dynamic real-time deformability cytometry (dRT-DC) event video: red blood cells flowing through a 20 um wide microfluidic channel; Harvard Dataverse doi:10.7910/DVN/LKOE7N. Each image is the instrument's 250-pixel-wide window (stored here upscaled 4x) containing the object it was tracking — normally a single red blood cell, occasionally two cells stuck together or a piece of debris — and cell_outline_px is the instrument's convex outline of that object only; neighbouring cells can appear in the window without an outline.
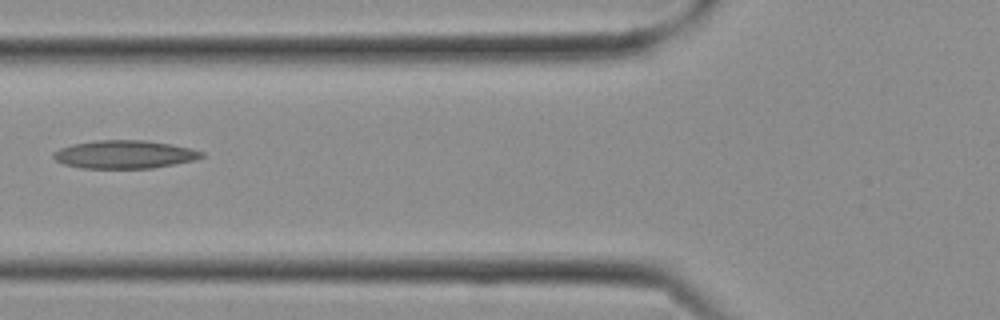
{"species": "Egyptian fruit bat (a non-hibernating species)", "species_latin": "Rousettus aegyptiacus", "temperature_condition": "cold", "stored_images_in_passage": 11, "camera_frame_rate_fps": 3000, "um_per_image_px": 0.085, "frame": {"image": 1, "passage_image": 10, "time_ms": 3.0, "image_size_px": [1000, 320], "cell_outline_px": [[204, 156], [196, 160], [152, 168], [84, 168], [64, 164], [56, 160], [52, 156], [52, 152], [60, 148], [72, 144], [96, 140], [144, 140], [172, 144], [192, 148], [204, 152]], "centroid_in_image_um": [10.6, 13.12], "position_along_channel_um": 115.2, "area_um2": 24.39}}